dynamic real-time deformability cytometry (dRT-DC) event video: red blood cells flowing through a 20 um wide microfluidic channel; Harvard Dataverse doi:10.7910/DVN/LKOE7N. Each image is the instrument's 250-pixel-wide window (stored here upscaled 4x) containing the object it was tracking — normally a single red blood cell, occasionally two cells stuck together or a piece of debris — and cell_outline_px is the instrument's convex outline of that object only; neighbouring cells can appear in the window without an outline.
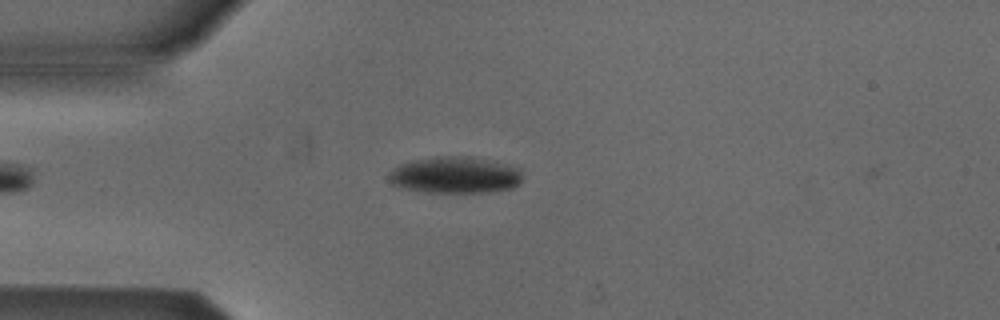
{"species": "Egyptian fruit bat (a non-hibernating species)", "species_latin": "Rousettus aegyptiacus", "temperature_condition": "cold", "stored_images_in_passage": 2, "camera_frame_rate_fps": 3000, "um_per_image_px": 0.085, "animal": {"sex": "male"}, "frame": {"image": 1, "passage_image": 1, "time_ms": 0.0, "image_size_px": [1000, 320], "cell_outline_px": [[520, 184], [512, 188], [488, 192], [428, 192], [404, 188], [392, 184], [388, 180], [388, 176], [400, 164], [416, 160], [440, 156], [472, 156], [492, 160], [520, 168]], "centroid_in_image_um": [38.72, 14.87], "position_along_channel_um": 46.3, "area_um2": 28.32}}